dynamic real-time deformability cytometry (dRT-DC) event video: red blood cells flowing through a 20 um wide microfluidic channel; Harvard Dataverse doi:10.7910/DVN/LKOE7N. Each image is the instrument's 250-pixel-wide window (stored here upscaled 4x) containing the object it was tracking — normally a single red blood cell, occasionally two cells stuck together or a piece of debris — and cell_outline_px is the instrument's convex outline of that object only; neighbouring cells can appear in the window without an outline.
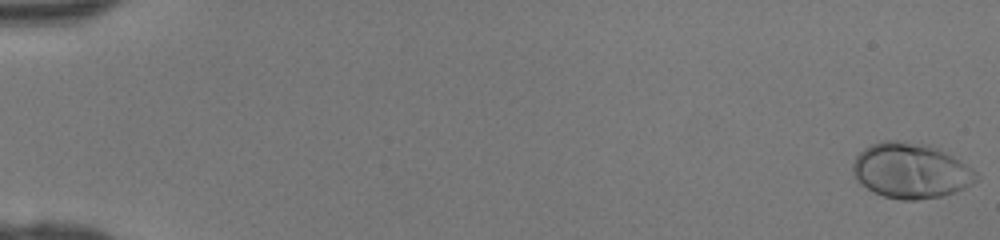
{"species": "human", "species_latin": "Homo sapiens", "temperature_condition": "room temperature", "stored_images_in_passage": 46, "camera_frame_rate_fps": 3000, "um_per_image_px": 0.085, "donor": {"sex": "female"}, "frame": {"image": 1, "passage_image": 1, "time_ms": 0.0, "image_size_px": [1000, 240], "cell_outline_px": [[980, 180], [964, 188], [940, 196], [916, 200], [900, 200], [884, 196], [868, 188], [852, 172], [852, 164], [856, 156], [864, 148], [880, 140], [896, 140], [932, 144], [960, 160], [972, 168], [980, 176]], "centroid_in_image_um": [77.46, 14.48], "position_along_channel_um": 7.5, "area_um2": 39.82}}
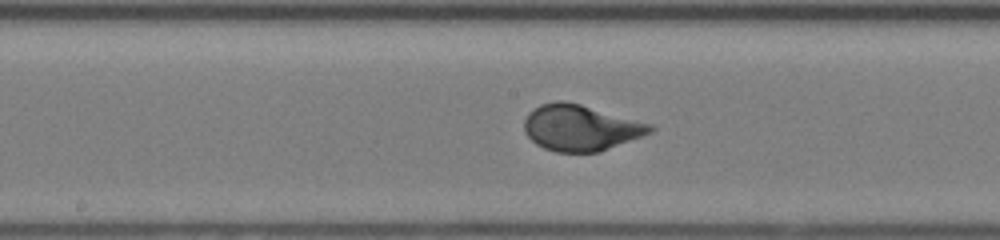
{"frame": {"image": 2, "passage_image": 26, "time_ms": 8.333, "image_size_px": [1000, 240], "cell_outline_px": [[656, 128], [652, 132], [600, 152], [556, 152], [544, 148], [536, 144], [524, 132], [524, 120], [528, 112], [532, 108], [540, 104], [556, 100], [564, 100], [580, 104], [652, 124]], "centroid_in_image_um": [49.32, 10.85], "position_along_channel_um": 198.9, "area_um2": 33.87}}
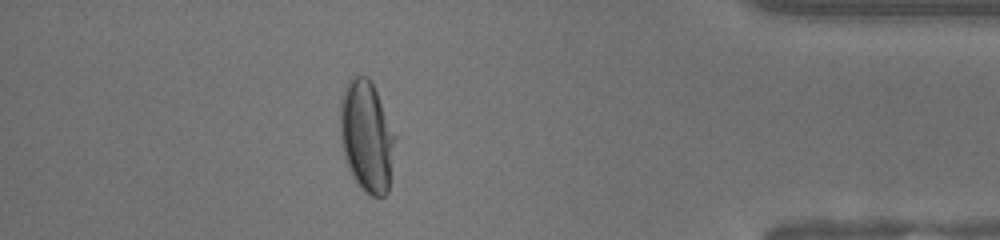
{"frame": {"image": 3, "passage_image": 42, "time_ms": 13.667, "image_size_px": [1000, 240], "cell_outline_px": [[396, 136], [388, 192], [384, 196], [372, 196], [364, 192], [360, 188], [352, 176], [348, 168], [344, 156], [340, 140], [340, 96], [348, 80], [352, 76], [368, 76], [376, 92]], "centroid_in_image_um": [31.14, 11.6], "position_along_channel_um": 404.1, "area_um2": 35.78}}